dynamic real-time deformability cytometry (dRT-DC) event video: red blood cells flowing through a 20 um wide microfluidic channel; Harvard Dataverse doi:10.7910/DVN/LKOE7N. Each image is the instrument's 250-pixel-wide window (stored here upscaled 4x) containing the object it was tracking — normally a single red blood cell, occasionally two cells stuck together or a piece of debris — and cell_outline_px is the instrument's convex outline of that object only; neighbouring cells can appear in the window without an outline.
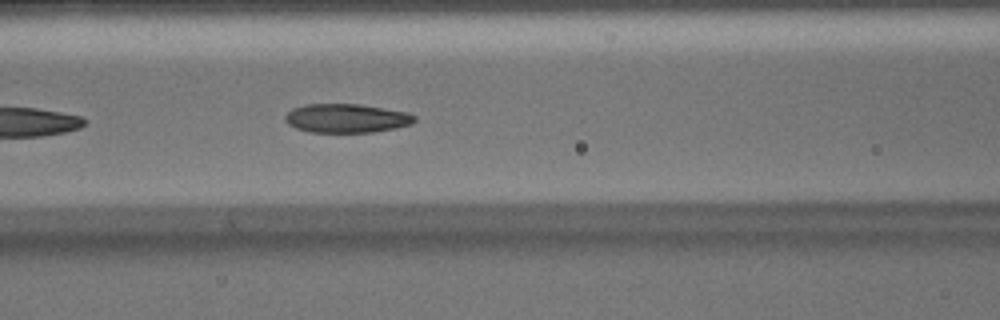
{"species": "Egyptian fruit bat (a non-hibernating species)", "species_latin": "Rousettus aegyptiacus", "temperature_condition": "warm", "stored_images_in_passage": 24, "camera_frame_rate_fps": 3000, "um_per_image_px": 0.085, "animal": {"sex": "male"}, "frame": {"image": 1, "passage_image": 8, "time_ms": 2.333, "image_size_px": [1000, 320], "cell_outline_px": [[416, 120], [412, 124], [396, 128], [372, 132], [308, 132], [296, 128], [288, 124], [284, 120], [284, 116], [292, 108], [304, 104], [360, 104], [408, 112], [416, 116]], "centroid_in_image_um": [29.45, 10.05], "position_along_channel_um": 137.2, "area_um2": 21.96}}